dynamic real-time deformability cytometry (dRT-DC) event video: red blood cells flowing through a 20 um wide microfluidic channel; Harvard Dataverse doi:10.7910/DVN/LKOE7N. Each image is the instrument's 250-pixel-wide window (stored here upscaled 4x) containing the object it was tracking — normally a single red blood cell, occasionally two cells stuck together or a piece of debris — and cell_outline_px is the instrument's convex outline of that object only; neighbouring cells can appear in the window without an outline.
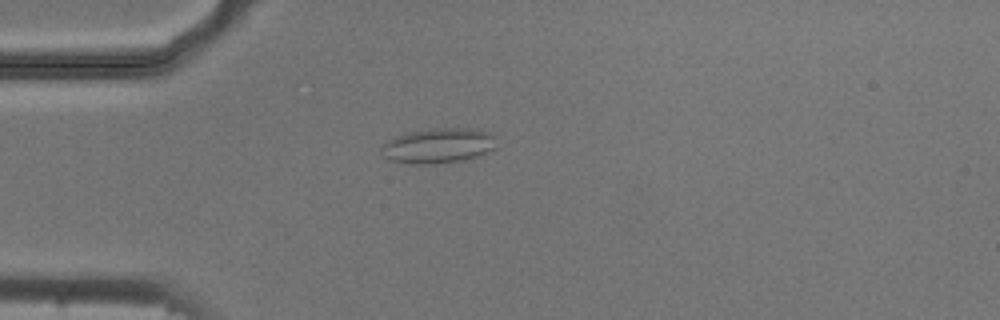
{"species": "common noctule bat (a hibernating species)", "species_latin": "Nyctalus noctula", "temperature_condition": "cold", "stored_images_in_passage": 53, "camera_frame_rate_fps": 3000, "um_per_image_px": 0.085, "animal": {"sex": "male", "body_mass_g": 20.5, "forearm_length_mm": 52.5}, "frame": {"image": 1, "passage_image": 14, "time_ms": 4.333, "image_size_px": [1000, 320], "cell_outline_px": [[496, 148], [480, 156], [464, 160], [436, 164], [412, 164], [392, 160], [384, 156], [380, 152], [384, 144], [392, 136], [408, 132], [432, 128], [468, 128], [496, 132]], "centroid_in_image_um": [37.32, 12.37], "position_along_channel_um": 47.7, "area_um2": 24.04}}
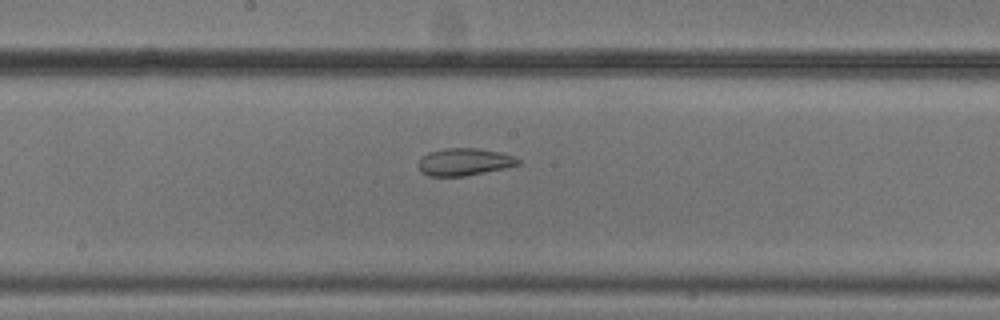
{"frame": {"image": 2, "passage_image": 28, "time_ms": 9.0, "image_size_px": [1000, 320], "cell_outline_px": [[520, 164], [504, 168], [464, 176], [428, 176], [420, 172], [416, 164], [420, 156], [428, 152], [444, 148], [480, 148], [500, 152], [512, 156], [520, 160]], "centroid_in_image_um": [39.38, 13.75], "position_along_channel_um": 208.8, "area_um2": 16.07}}
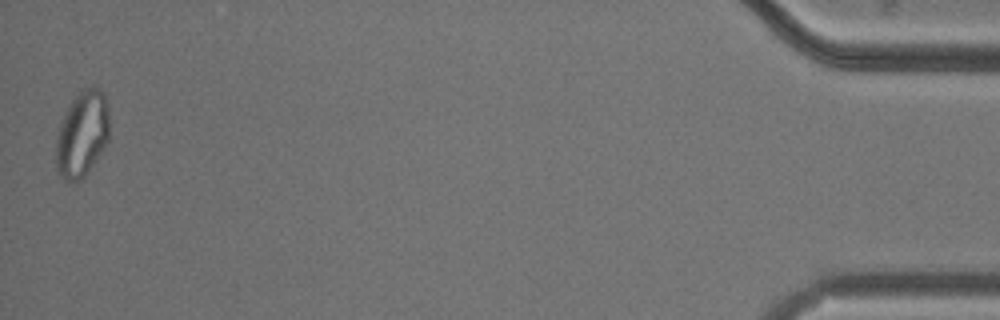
{"frame": {"image": 3, "passage_image": 53, "time_ms": 17.333, "image_size_px": [1000, 320], "cell_outline_px": [[108, 140], [104, 148], [96, 160], [84, 176], [80, 180], [68, 180], [60, 176], [56, 168], [56, 136], [60, 124], [72, 100], [80, 88], [100, 88], [104, 92], [108, 108]], "centroid_in_image_um": [6.98, 11.37], "position_along_channel_um": 428.2, "area_um2": 26.53}, "authors_computed_cell_mechanics": {"area_um2": 22.7732, "velocity_mm_per_s": 3.7338, "shape_relaxation_time_tau1_ms": null, "shape_relaxation_time_tau2_ms": 2.4574, "deformation_change_tau1": null, "deformation_change_tau2": 0.0847}}